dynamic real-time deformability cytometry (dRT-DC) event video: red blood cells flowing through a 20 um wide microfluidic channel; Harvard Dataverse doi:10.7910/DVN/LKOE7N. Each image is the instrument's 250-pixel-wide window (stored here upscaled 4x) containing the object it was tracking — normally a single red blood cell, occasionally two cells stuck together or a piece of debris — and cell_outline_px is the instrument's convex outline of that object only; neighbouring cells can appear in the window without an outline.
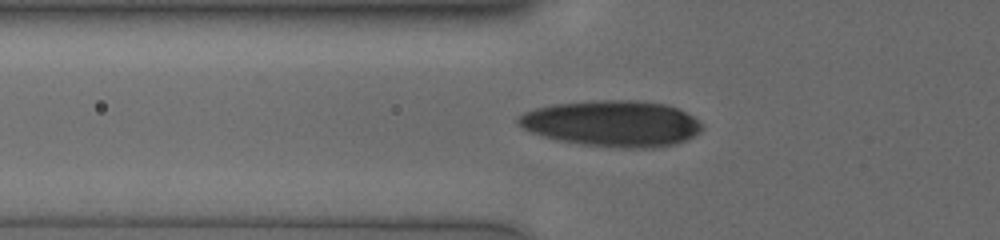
{"species": "human", "species_latin": "Homo sapiens", "temperature_condition": "cold", "stored_images_in_passage": 21, "camera_frame_rate_fps": 3000, "um_per_image_px": 0.085, "donor": {"sex": "male"}, "frame": {"image": 1, "passage_image": 11, "time_ms": 3.333, "image_size_px": [1000, 240], "cell_outline_px": [[704, 128], [692, 136], [676, 144], [652, 148], [616, 148], [580, 144], [560, 140], [544, 136], [532, 132], [524, 128], [516, 120], [524, 112], [536, 108], [556, 104], [600, 100], [632, 100], [664, 104], [676, 108], [692, 116]], "centroid_in_image_um": [52.04, 10.51], "position_along_channel_um": 73.8, "area_um2": 48.78}}
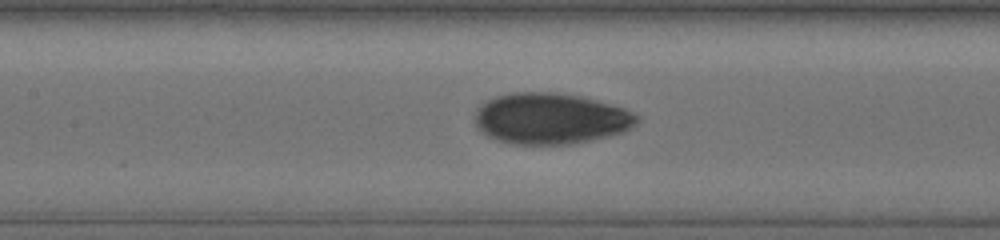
{"frame": {"image": 2, "passage_image": 18, "time_ms": 5.667, "image_size_px": [1000, 240], "cell_outline_px": [[640, 120], [632, 128], [624, 132], [608, 136], [572, 144], [512, 144], [488, 136], [476, 124], [476, 108], [484, 100], [496, 96], [512, 92], [548, 92], [580, 96], [624, 108], [640, 116]], "centroid_in_image_um": [46.82, 10.07], "position_along_channel_um": 160.6, "area_um2": 48.15}}
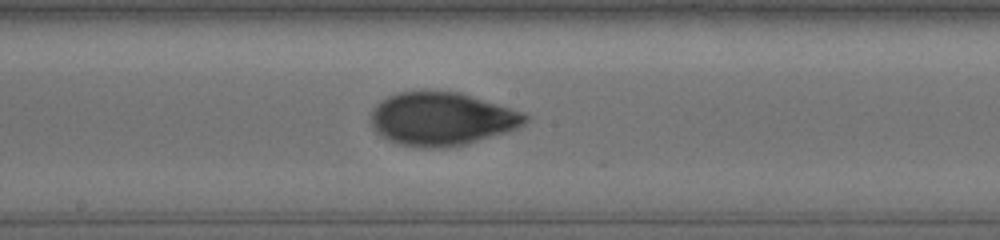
{"frame": {"image": 3, "passage_image": 21, "time_ms": 6.667, "image_size_px": [1000, 240], "cell_outline_px": [[528, 120], [524, 124], [516, 128], [468, 144], [444, 148], [428, 148], [400, 144], [388, 140], [380, 136], [376, 132], [372, 124], [372, 112], [376, 104], [388, 96], [400, 92], [456, 92], [508, 108], [520, 112], [528, 116]], "centroid_in_image_um": [37.5, 10.13], "position_along_channel_um": 210.7, "area_um2": 46.93}}